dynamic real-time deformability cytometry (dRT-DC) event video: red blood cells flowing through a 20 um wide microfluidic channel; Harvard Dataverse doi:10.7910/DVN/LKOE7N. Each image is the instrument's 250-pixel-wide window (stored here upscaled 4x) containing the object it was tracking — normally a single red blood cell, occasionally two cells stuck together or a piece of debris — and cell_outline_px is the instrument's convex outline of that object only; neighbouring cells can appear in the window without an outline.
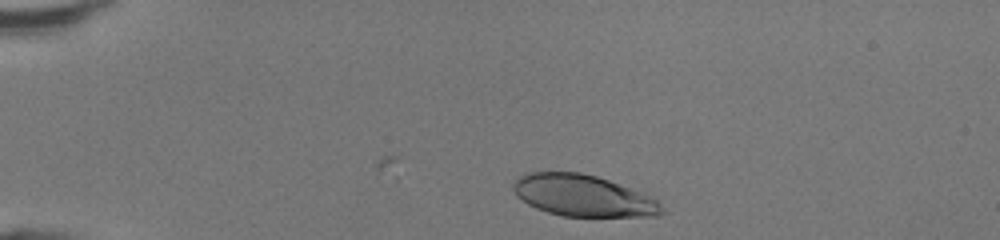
{"species": "human", "species_latin": "Homo sapiens", "temperature_condition": "room temperature", "stored_images_in_passage": 31, "camera_frame_rate_fps": 3000, "um_per_image_px": 0.085, "donor": {"sex": "female"}, "frame": {"image": 1, "passage_image": 2, "time_ms": 0.333, "image_size_px": [1000, 240], "cell_outline_px": [[668, 212], [656, 216], [560, 216], [536, 208], [528, 204], [516, 196], [512, 188], [512, 180], [528, 172], [580, 172], [596, 176], [608, 180], [640, 192], [656, 200]], "centroid_in_image_um": [49.52, 16.63], "position_along_channel_um": 35.5, "area_um2": 35.89}}
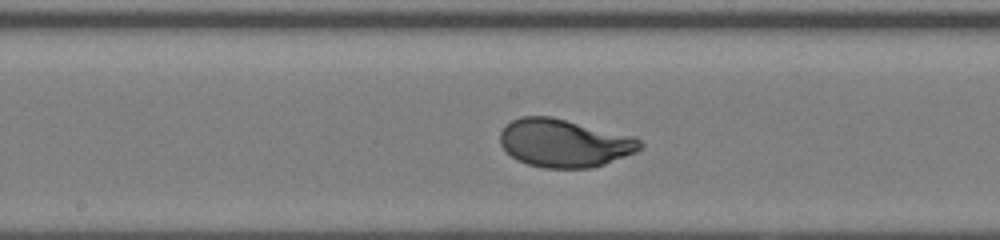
{"frame": {"image": 2, "passage_image": 18, "time_ms": 5.667, "image_size_px": [1000, 240], "cell_outline_px": [[644, 148], [636, 152], [604, 164], [592, 168], [544, 168], [528, 164], [516, 160], [500, 144], [500, 132], [512, 120], [524, 116], [548, 116], [636, 136], [644, 144]], "centroid_in_image_um": [48.0, 12.17], "position_along_channel_um": 200.2, "area_um2": 39.19}}
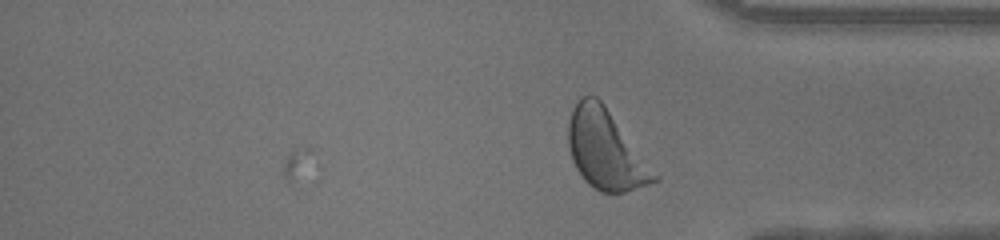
{"frame": {"image": 3, "passage_image": 31, "time_ms": 10.0, "image_size_px": [1000, 240], "cell_outline_px": [[660, 180], [624, 192], [600, 192], [588, 184], [580, 176], [572, 160], [568, 144], [568, 124], [572, 112], [580, 96], [596, 96], [604, 104], [660, 176]], "centroid_in_image_um": [51.49, 12.74], "position_along_channel_um": 383.7, "area_um2": 39.54}, "authors_computed_cell_mechanics": {"area_um2": 38.6104, "velocity_mm_per_s": 4.3237, "shape_relaxation_time_tau1_ms": 2.1412, "shape_relaxation_time_tau2_ms": null, "deformation_change_tau1": 0.1668, "deformation_change_tau2": null}}